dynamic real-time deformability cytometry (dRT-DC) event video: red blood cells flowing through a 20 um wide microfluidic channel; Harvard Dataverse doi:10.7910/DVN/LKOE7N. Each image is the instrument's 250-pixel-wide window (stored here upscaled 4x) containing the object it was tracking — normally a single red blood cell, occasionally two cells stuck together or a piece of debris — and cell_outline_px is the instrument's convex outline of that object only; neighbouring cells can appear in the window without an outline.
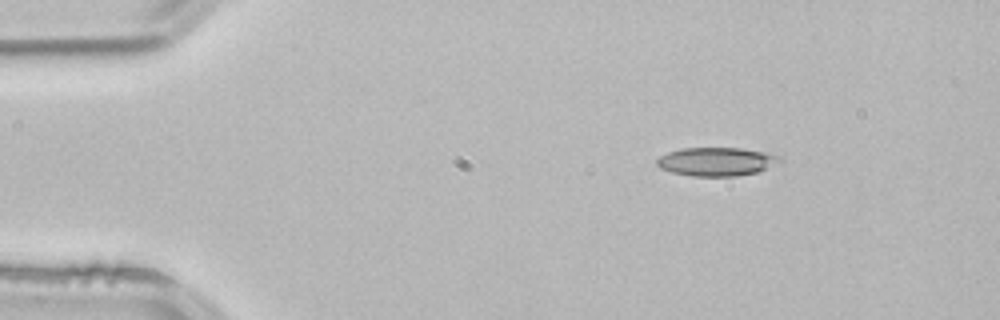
{"species": "common noctule bat (a hibernating species)", "species_latin": "Nyctalus noctula", "temperature_condition": "room temperature", "stored_images_in_passage": 2, "camera_frame_rate_fps": 3000, "um_per_image_px": 0.085, "animal": {"sex": "male", "body_mass_g": 21.5, "forearm_length_mm": 52.0}, "frame": {"image": 1, "passage_image": 1, "time_ms": 0.0, "image_size_px": [1000, 320], "cell_outline_px": [[784, 160], [756, 172], [736, 176], [692, 176], [672, 172], [660, 168], [656, 164], [656, 160], [660, 156], [668, 152], [680, 148], [740, 148], [764, 152], [780, 156]], "centroid_in_image_um": [60.87, 13.73], "position_along_channel_um": 24.1, "area_um2": 20.35}}